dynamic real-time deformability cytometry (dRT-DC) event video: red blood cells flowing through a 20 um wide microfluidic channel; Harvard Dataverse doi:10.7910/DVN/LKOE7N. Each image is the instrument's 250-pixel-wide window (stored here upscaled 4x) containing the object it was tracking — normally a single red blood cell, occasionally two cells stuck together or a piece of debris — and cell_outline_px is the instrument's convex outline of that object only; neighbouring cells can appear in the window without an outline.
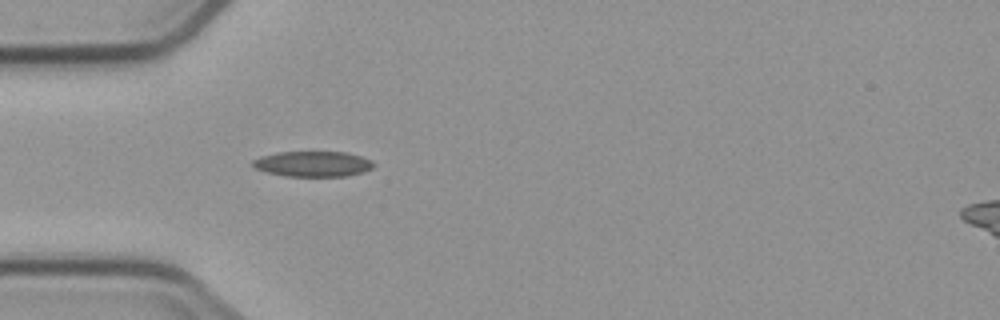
{"species": "common noctule bat (a hibernating species)", "species_latin": "Nyctalus noctula", "temperature_condition": "cold", "stored_images_in_passage": 3, "segment_of_instrument_passage": [1, 2], "camera_frame_rate_fps": 3000, "um_per_image_px": 0.085, "animal": {"sex": "male", "body_mass_g": 23.1, "forearm_length_mm": 52.7}, "frame": {"image": 1, "passage_image": 2, "time_ms": 3.667, "image_size_px": [1000, 320], "cell_outline_px": [[376, 164], [372, 168], [360, 172], [344, 176], [284, 176], [268, 172], [256, 168], [252, 164], [252, 160], [260, 156], [276, 152], [348, 152], [372, 160]], "centroid_in_image_um": [26.59, 13.92], "position_along_channel_um": 58.4, "area_um2": 17.86}}